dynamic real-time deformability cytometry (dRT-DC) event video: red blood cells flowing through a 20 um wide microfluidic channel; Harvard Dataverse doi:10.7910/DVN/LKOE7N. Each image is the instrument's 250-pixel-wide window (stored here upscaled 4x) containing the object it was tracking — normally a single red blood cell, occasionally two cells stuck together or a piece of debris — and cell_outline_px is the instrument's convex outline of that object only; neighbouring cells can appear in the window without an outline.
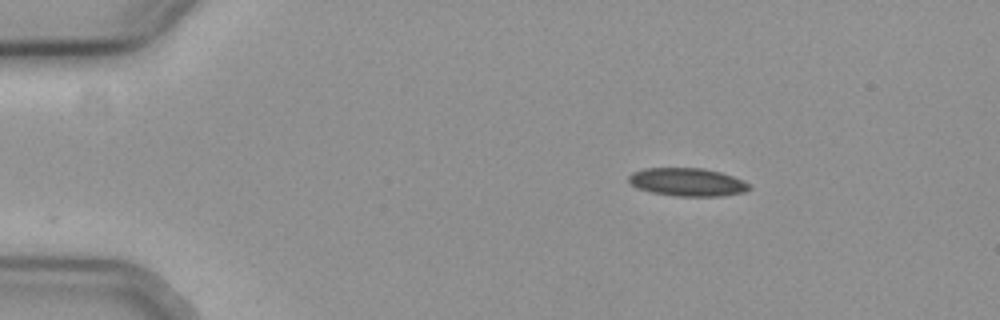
{"species": "common noctule bat (a hibernating species)", "species_latin": "Nyctalus noctula", "temperature_condition": "cold", "stored_images_in_passage": 48, "camera_frame_rate_fps": 3000, "um_per_image_px": 0.085, "animal": {"sex": "female", "body_mass_g": 19.3, "forearm_length_mm": 54.1}, "frame": {"image": 1, "passage_image": 1, "time_ms": 0.0, "image_size_px": [1000, 320], "cell_outline_px": [[752, 188], [744, 192], [720, 196], [676, 196], [652, 192], [636, 188], [628, 180], [628, 176], [632, 172], [644, 168], [704, 168], [720, 172], [732, 176], [748, 184]], "centroid_in_image_um": [58.39, 15.47], "position_along_channel_um": 26.6, "area_um2": 19.65}}
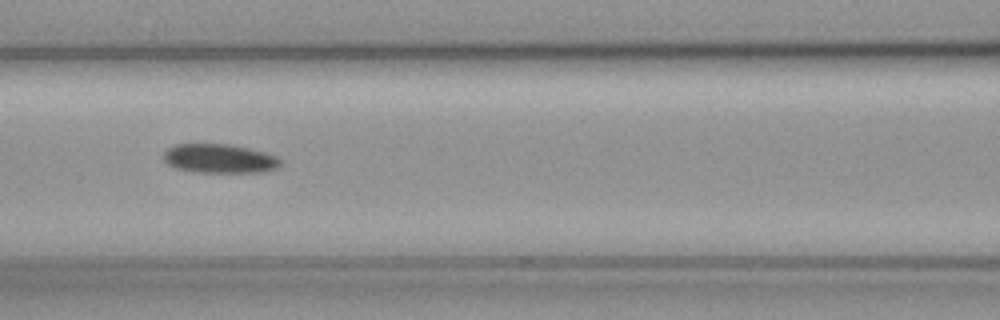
{"frame": {"image": 2, "passage_image": 17, "time_ms": 5.333, "image_size_px": [1000, 320], "cell_outline_px": [[280, 164], [276, 168], [260, 172], [192, 172], [176, 168], [168, 164], [160, 156], [168, 148], [176, 144], [228, 144], [248, 148], [264, 152], [276, 156], [280, 160]], "centroid_in_image_um": [18.6, 13.48], "position_along_channel_um": 148.0, "area_um2": 19.77}}
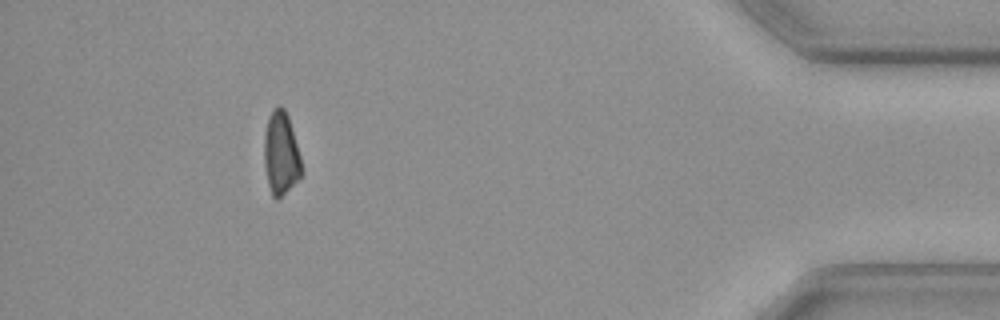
{"frame": {"image": 3, "passage_image": 43, "time_ms": 14.0, "image_size_px": [1000, 320], "cell_outline_px": [[304, 172], [276, 200], [272, 196], [268, 184], [264, 164], [264, 136], [268, 116], [272, 108], [280, 104], [284, 108], [288, 116], [300, 156]], "centroid_in_image_um": [23.86, 12.99], "position_along_channel_um": 411.3, "area_um2": 18.03}, "authors_computed_cell_mechanics": {"area_um2": 19.652, "velocity_mm_per_s": 3.7097, "shape_relaxation_time_tau1_ms": null, "shape_relaxation_time_tau2_ms": 2.7034, "deformation_change_tau1": null, "deformation_change_tau2": 0.1236}}